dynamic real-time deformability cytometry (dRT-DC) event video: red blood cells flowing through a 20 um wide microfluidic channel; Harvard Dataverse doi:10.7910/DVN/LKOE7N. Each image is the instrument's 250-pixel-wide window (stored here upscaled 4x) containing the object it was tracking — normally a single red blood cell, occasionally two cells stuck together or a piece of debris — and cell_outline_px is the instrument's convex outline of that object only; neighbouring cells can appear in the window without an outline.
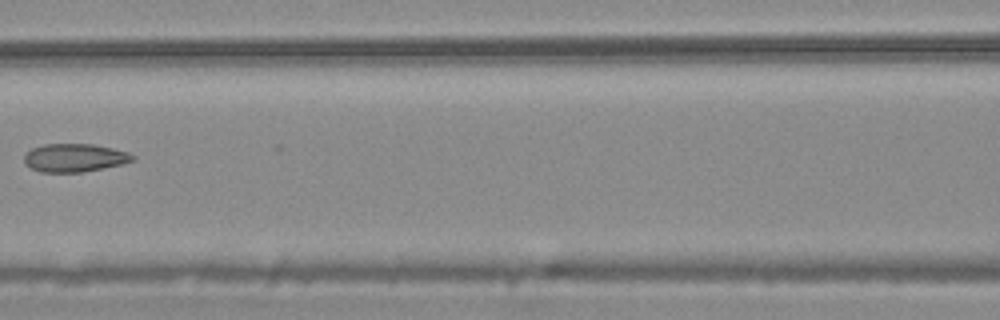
{"species": "common noctule bat (a hibernating species)", "species_latin": "Nyctalus noctula", "temperature_condition": "warm", "stored_images_in_passage": 8, "camera_frame_rate_fps": 3000, "um_per_image_px": 0.085, "animal": {"sex": "male", "body_mass_g": 20.4}, "frame": {"image": 1, "passage_image": 6, "time_ms": 1.667, "image_size_px": [1000, 320], "cell_outline_px": [[136, 160], [104, 168], [84, 172], [40, 172], [24, 164], [24, 156], [32, 148], [44, 144], [92, 144], [112, 148], [128, 152], [136, 156]], "centroid_in_image_um": [6.35, 13.41], "position_along_channel_um": 160.2, "area_um2": 17.86}}
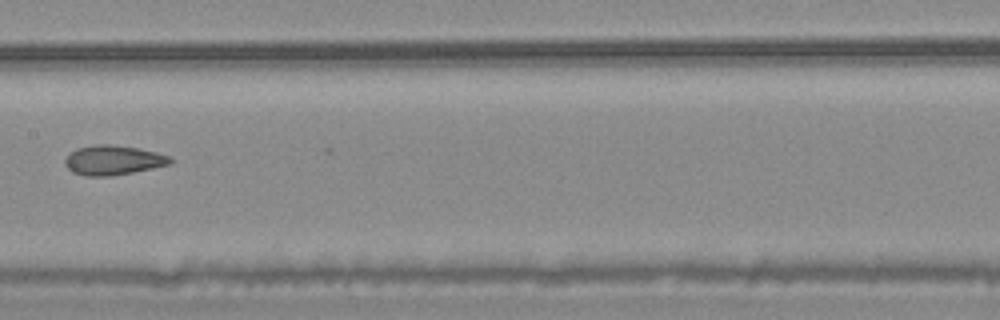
{"frame": {"image": 2, "passage_image": 7, "time_ms": 2.0, "image_size_px": [1000, 320], "cell_outline_px": [[172, 160], [168, 164], [152, 168], [112, 176], [84, 176], [72, 172], [64, 164], [64, 160], [76, 148], [96, 144], [112, 144], [136, 148], [156, 152], [168, 156]], "centroid_in_image_um": [9.56, 13.61], "position_along_channel_um": 197.8, "area_um2": 17.98}}
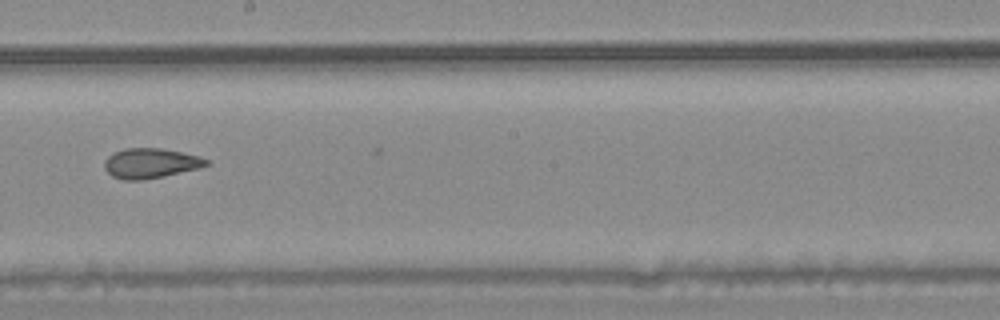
{"frame": {"image": 3, "passage_image": 8, "time_ms": 2.333, "image_size_px": [1000, 320], "cell_outline_px": [[212, 164], [200, 168], [164, 176], [144, 180], [124, 180], [112, 176], [104, 168], [104, 160], [112, 152], [124, 148], [160, 148], [200, 156], [212, 160]], "centroid_in_image_um": [12.83, 13.87], "position_along_channel_um": 235.4, "area_um2": 18.09}}